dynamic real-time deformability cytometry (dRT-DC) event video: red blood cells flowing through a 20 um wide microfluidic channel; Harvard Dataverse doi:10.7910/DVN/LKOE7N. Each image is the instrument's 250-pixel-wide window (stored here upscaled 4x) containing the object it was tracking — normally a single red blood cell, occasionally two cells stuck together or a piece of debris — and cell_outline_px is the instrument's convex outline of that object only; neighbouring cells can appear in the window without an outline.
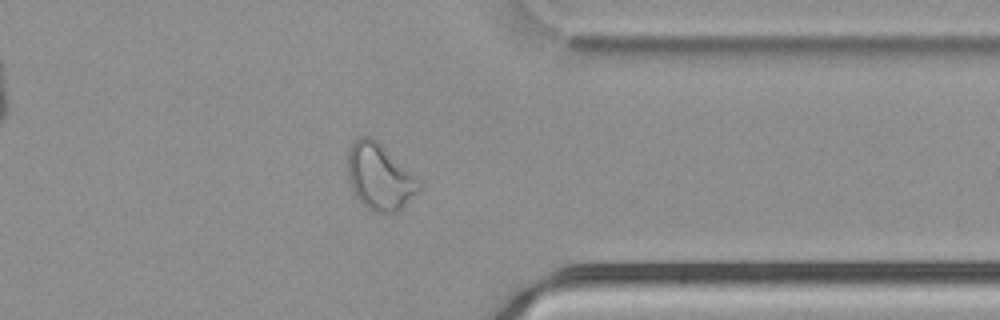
{"species": "common noctule bat (a hibernating species)", "species_latin": "Nyctalus noctula", "temperature_condition": "cold", "stored_images_in_passage": 35, "camera_frame_rate_fps": 3000, "um_per_image_px": 0.085, "animal": {"sex": "male", "body_mass_g": 21.5, "forearm_length_mm": 52.0}, "frame": {"image": 1, "passage_image": 30, "time_ms": 9.667, "image_size_px": [1000, 320], "cell_outline_px": [[420, 188], [396, 212], [372, 212], [360, 204], [348, 180], [348, 152], [352, 144], [360, 136], [372, 136], [420, 184]], "centroid_in_image_um": [32.17, 15.05], "position_along_channel_um": 379.2, "area_um2": 26.47}}